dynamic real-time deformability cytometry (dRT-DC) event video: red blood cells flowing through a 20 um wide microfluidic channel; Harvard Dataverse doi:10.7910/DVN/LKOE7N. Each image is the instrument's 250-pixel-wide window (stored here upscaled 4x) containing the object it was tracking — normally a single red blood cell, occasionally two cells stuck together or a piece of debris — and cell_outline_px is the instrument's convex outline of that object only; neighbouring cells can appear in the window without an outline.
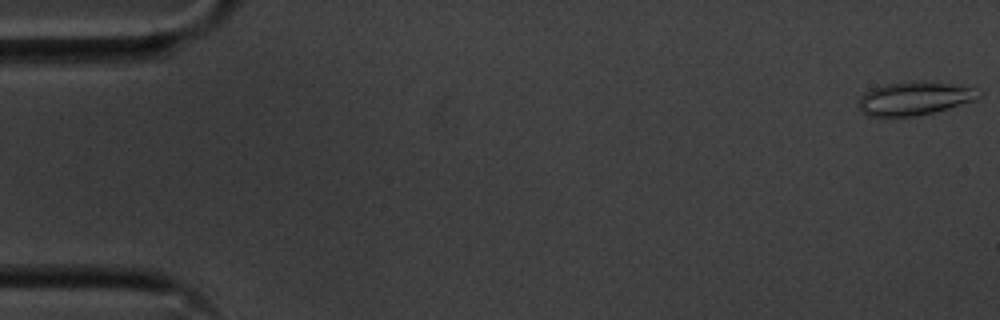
{"species": "common noctule bat (a hibernating species)", "species_latin": "Nyctalus noctula", "temperature_condition": "cold", "stored_images_in_passage": 55, "camera_frame_rate_fps": 3000, "um_per_image_px": 0.085, "animal": {"sex": "male", "body_mass_g": 20.1, "forearm_length_mm": 53.5}, "frame": {"image": 1, "passage_image": 1, "time_ms": 0.0, "image_size_px": [1000, 320], "cell_outline_px": [[980, 96], [976, 100], [948, 108], [916, 116], [868, 116], [856, 104], [860, 96], [864, 92], [872, 88], [884, 84], [920, 80], [948, 84], [972, 88]], "centroid_in_image_um": [77.65, 8.36], "position_along_channel_um": 7.4, "area_um2": 23.12}}
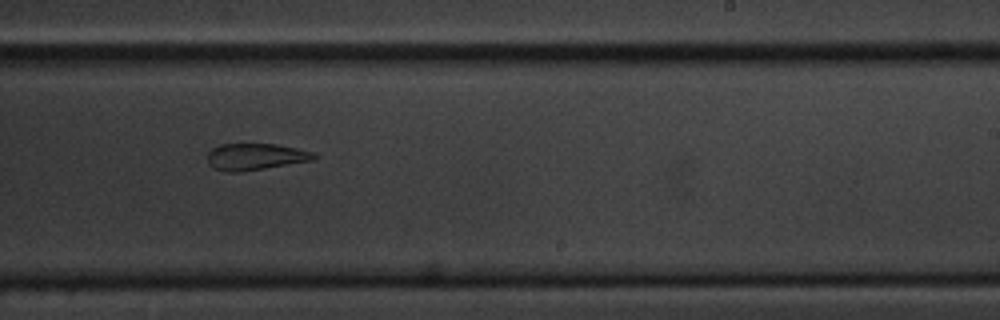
{"frame": {"image": 2, "passage_image": 34, "time_ms": 11.0, "image_size_px": [1000, 320], "cell_outline_px": [[316, 156], [312, 160], [240, 172], [228, 172], [212, 168], [208, 164], [208, 152], [212, 148], [220, 144], [276, 144], [296, 148], [312, 152]], "centroid_in_image_um": [21.64, 13.32], "position_along_channel_um": 267.4, "area_um2": 16.36}}
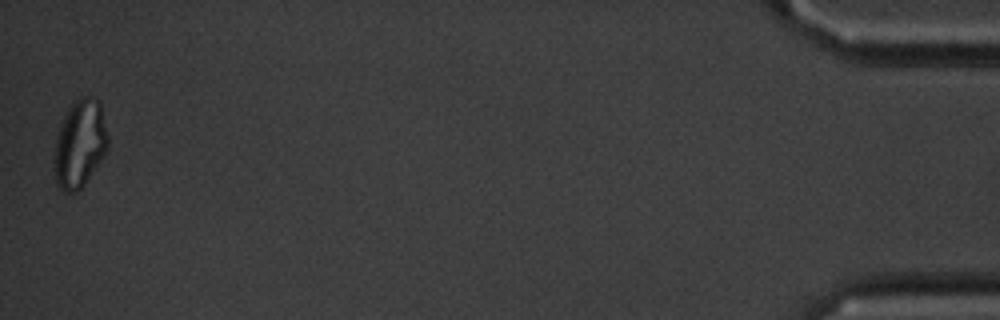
{"frame": {"image": 3, "passage_image": 55, "time_ms": 18.0, "image_size_px": [1000, 320], "cell_outline_px": [[108, 148], [104, 156], [84, 184], [76, 192], [64, 192], [56, 184], [52, 168], [56, 136], [60, 124], [68, 108], [80, 96], [92, 96], [100, 100], [108, 136]], "centroid_in_image_um": [6.77, 12.22], "position_along_channel_um": 428.4, "area_um2": 27.92}, "authors_computed_cell_mechanics": {"area_um2": 19.941, "velocity_mm_per_s": 3.6116, "shape_relaxation_time_tau1_ms": 5.591, "shape_relaxation_time_tau2_ms": 4.9099, "deformation_change_tau1": 0.1242, "deformation_change_tau2": 0.1463}}